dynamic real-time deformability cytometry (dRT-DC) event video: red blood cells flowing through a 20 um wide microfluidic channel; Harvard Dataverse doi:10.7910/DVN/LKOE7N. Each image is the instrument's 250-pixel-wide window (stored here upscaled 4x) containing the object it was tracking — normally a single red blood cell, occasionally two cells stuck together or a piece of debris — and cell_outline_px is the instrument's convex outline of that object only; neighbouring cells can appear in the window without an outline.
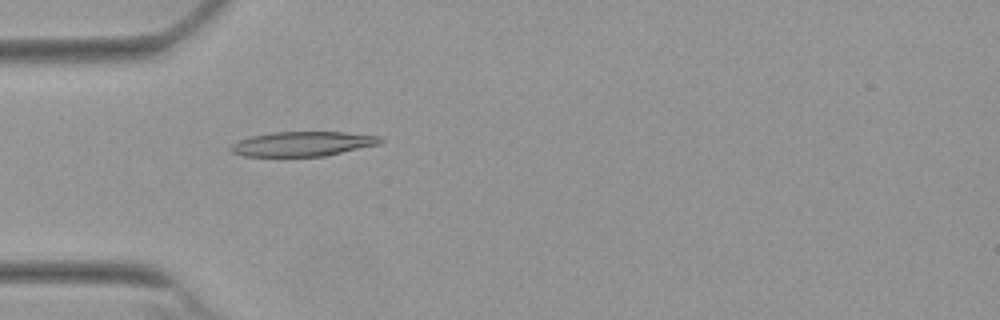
{"species": "Egyptian fruit bat (a non-hibernating species)", "species_latin": "Rousettus aegyptiacus", "temperature_condition": "warm", "stored_images_in_passage": 53, "camera_frame_rate_fps": 3000, "um_per_image_px": 0.085, "animal": {"sex": "female"}, "frame": {"image": 1, "passage_image": 16, "time_ms": 5.0, "image_size_px": [1000, 320], "cell_outline_px": [[384, 140], [380, 144], [324, 156], [244, 156], [232, 152], [228, 148], [232, 144], [240, 140], [252, 136], [272, 132], [344, 132], [380, 136]], "centroid_in_image_um": [25.74, 12.22], "position_along_channel_um": 59.3, "area_um2": 21.39}}
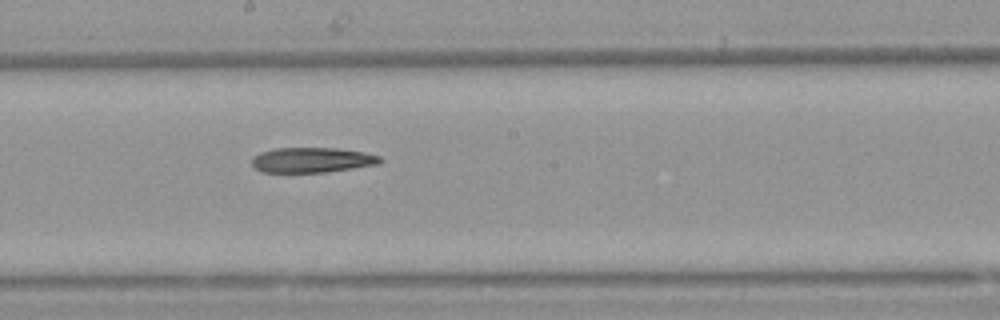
{"frame": {"image": 2, "passage_image": 29, "time_ms": 9.333, "image_size_px": [1000, 320], "cell_outline_px": [[384, 160], [380, 164], [328, 172], [260, 172], [252, 164], [252, 156], [260, 152], [276, 148], [336, 148], [364, 152], [380, 156]], "centroid_in_image_um": [26.54, 13.6], "position_along_channel_um": 221.7, "area_um2": 18.9}}
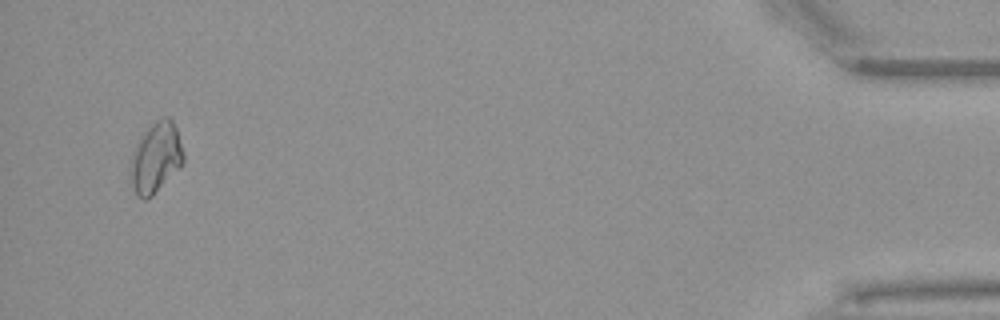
{"frame": {"image": 3, "passage_image": 51, "time_ms": 16.667, "image_size_px": [1000, 320], "cell_outline_px": [[184, 164], [152, 196], [144, 200], [136, 196], [132, 188], [132, 152], [140, 136], [156, 120], [164, 116], [168, 116], [172, 120], [176, 128], [184, 152]], "centroid_in_image_um": [13.27, 13.4], "position_along_channel_um": 421.9, "area_um2": 21.68}}